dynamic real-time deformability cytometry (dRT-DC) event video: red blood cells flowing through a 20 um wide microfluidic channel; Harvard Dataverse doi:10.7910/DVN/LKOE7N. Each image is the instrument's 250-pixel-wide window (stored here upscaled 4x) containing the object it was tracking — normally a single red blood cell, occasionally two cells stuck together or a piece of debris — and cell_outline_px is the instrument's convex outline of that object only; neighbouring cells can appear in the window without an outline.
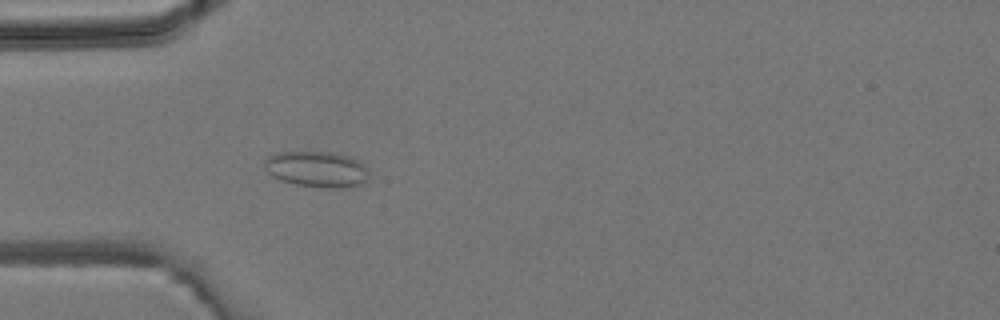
{"species": "common noctule bat (a hibernating species)", "species_latin": "Nyctalus noctula", "temperature_condition": "room temperature", "stored_images_in_passage": 4, "camera_frame_rate_fps": 3000, "um_per_image_px": 0.085, "animal": {"sex": "male", "body_mass_g": 19.2, "forearm_length_mm": 51.8}, "frame": {"image": 1, "passage_image": 4, "time_ms": 3.667, "image_size_px": [1000, 320], "cell_outline_px": [[364, 180], [360, 184], [340, 188], [324, 188], [296, 184], [280, 180], [272, 176], [264, 168], [264, 160], [268, 156], [280, 152], [332, 152], [348, 156], [356, 160], [364, 168]], "centroid_in_image_um": [26.81, 14.38], "position_along_channel_um": 58.2, "area_um2": 21.33}}